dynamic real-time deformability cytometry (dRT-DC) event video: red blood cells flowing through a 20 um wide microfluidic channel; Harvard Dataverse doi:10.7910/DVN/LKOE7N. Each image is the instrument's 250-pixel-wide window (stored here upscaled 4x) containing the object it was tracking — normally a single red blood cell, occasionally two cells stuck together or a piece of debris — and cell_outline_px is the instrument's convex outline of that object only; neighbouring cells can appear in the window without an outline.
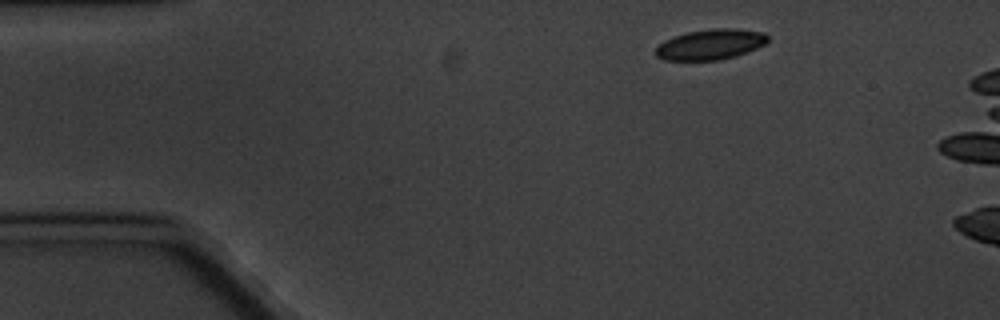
{"species": "common noctule bat (a hibernating species)", "species_latin": "Nyctalus noctula", "temperature_condition": "cold", "stored_images_in_passage": 2, "camera_frame_rate_fps": 3000, "um_per_image_px": 0.085, "animal": {"sex": "male", "body_mass_g": 20.1, "forearm_length_mm": 53.5}, "frame": {"image": 1, "passage_image": 1, "time_ms": 0.0, "image_size_px": [1000, 320], "cell_outline_px": [[768, 40], [764, 44], [748, 52], [736, 56], [720, 60], [664, 60], [656, 56], [656, 48], [664, 40], [688, 32], [712, 28], [740, 28], [764, 32], [768, 36]], "centroid_in_image_um": [60.42, 3.77], "position_along_channel_um": 24.6, "area_um2": 19.94}}